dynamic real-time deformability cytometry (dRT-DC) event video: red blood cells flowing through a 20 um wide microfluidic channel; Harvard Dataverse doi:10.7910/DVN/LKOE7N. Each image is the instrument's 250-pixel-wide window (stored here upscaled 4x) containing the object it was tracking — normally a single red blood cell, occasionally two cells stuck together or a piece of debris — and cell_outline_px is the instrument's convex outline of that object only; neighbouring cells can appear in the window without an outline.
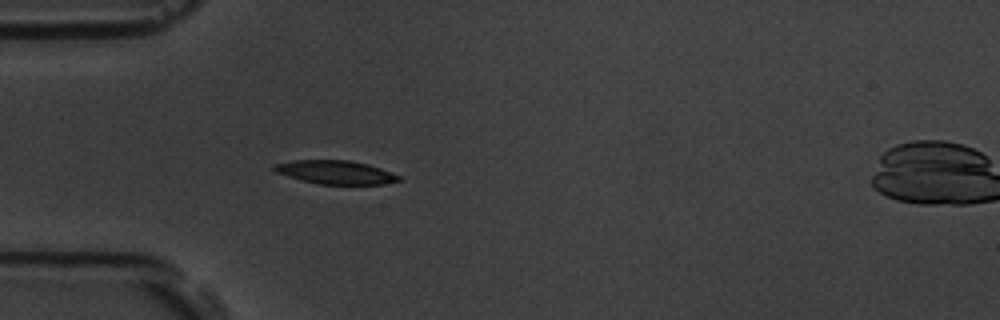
{"species": "common noctule bat (a hibernating species)", "species_latin": "Nyctalus noctula", "temperature_condition": "room temperature", "stored_images_in_passage": 39, "camera_frame_rate_fps": 3000, "um_per_image_px": 0.085, "animal": {"sex": "male", "body_mass_g": 19.5, "forearm_length_mm": 54.6}, "frame": {"image": 1, "passage_image": 1, "time_ms": 0.0, "image_size_px": [1000, 320], "cell_outline_px": [[400, 180], [384, 184], [320, 184], [300, 180], [276, 172], [272, 168], [272, 164], [292, 160], [348, 160], [368, 164], [392, 172], [400, 176]], "centroid_in_image_um": [28.49, 14.63], "position_along_channel_um": 56.5, "area_um2": 17.11}}
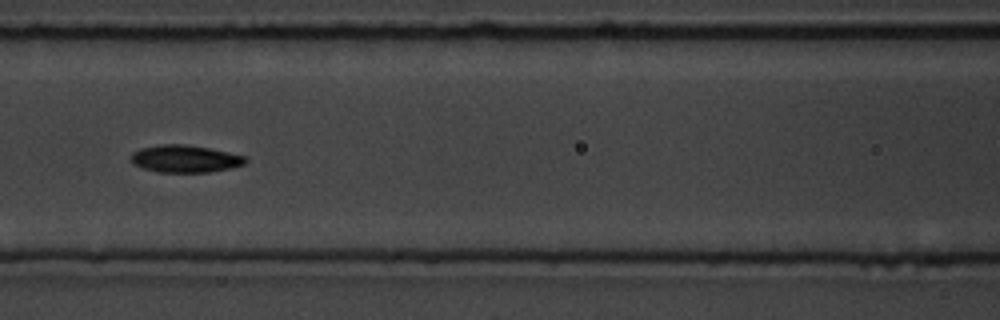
{"frame": {"image": 2, "passage_image": 9, "time_ms": 2.667, "image_size_px": [1000, 320], "cell_outline_px": [[248, 160], [244, 164], [228, 168], [208, 172], [156, 172], [144, 168], [136, 164], [132, 160], [132, 152], [140, 148], [160, 144], [184, 144], [208, 148], [228, 152], [244, 156]], "centroid_in_image_um": [15.72, 13.49], "position_along_channel_um": 150.9, "area_um2": 17.98}}
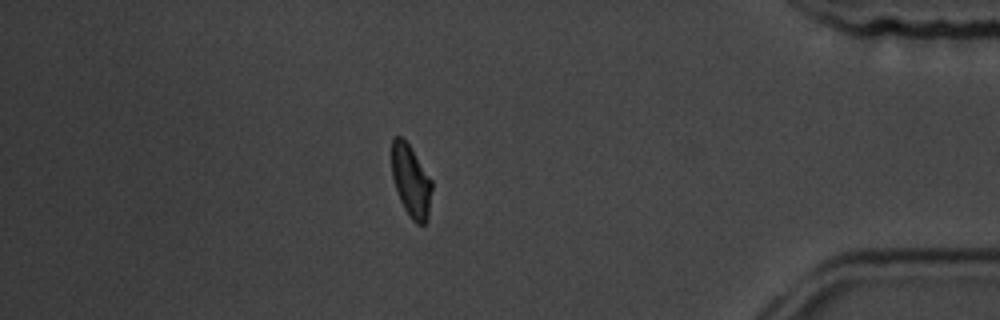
{"frame": {"image": 3, "passage_image": 32, "time_ms": 10.333, "image_size_px": [1000, 320], "cell_outline_px": [[432, 188], [428, 220], [424, 224], [416, 224], [412, 220], [404, 208], [400, 200], [392, 176], [392, 136], [400, 136], [408, 144], [432, 180]], "centroid_in_image_um": [34.94, 15.41], "position_along_channel_um": 400.3, "area_um2": 16.76}, "authors_computed_cell_mechanics": {"area_um2": 17.5134, "velocity_mm_per_s": 3.7563, "shape_relaxation_time_tau1_ms": 3.4281, "shape_relaxation_time_tau2_ms": 4.4673, "deformation_change_tau1": 0.1296, "deformation_change_tau2": 0.0998}}